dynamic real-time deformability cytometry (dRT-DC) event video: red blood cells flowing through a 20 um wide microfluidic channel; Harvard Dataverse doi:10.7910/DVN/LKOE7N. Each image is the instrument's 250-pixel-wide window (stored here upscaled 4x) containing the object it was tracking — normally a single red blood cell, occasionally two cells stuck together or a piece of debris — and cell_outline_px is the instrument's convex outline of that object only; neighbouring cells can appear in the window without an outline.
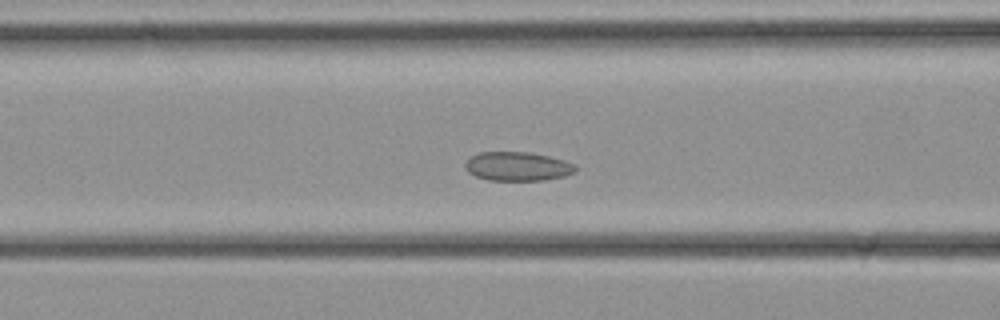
{"species": "common noctule bat (a hibernating species)", "species_latin": "Nyctalus noctula", "temperature_condition": "cold", "stored_images_in_passage": 32, "camera_frame_rate_fps": 3000, "um_per_image_px": 0.085, "animal": {"sex": "female", "body_mass_g": 21.9}, "frame": {"image": 1, "passage_image": 11, "time_ms": 3.333, "image_size_px": [1000, 320], "cell_outline_px": [[576, 172], [564, 176], [544, 180], [488, 180], [476, 176], [468, 172], [464, 168], [464, 164], [468, 156], [476, 152], [528, 152], [548, 156], [564, 160], [576, 164]], "centroid_in_image_um": [43.95, 14.13], "position_along_channel_um": 122.6, "area_um2": 18.84}}
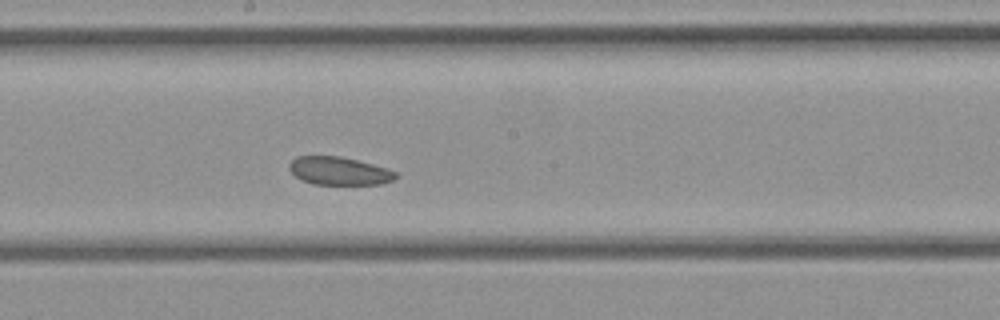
{"frame": {"image": 2, "passage_image": 16, "time_ms": 5.0, "image_size_px": [1000, 320], "cell_outline_px": [[396, 176], [392, 180], [380, 184], [312, 184], [296, 176], [288, 168], [288, 164], [296, 156], [340, 156], [388, 168], [396, 172]], "centroid_in_image_um": [28.8, 14.52], "position_along_channel_um": 219.4, "area_um2": 17.22}}
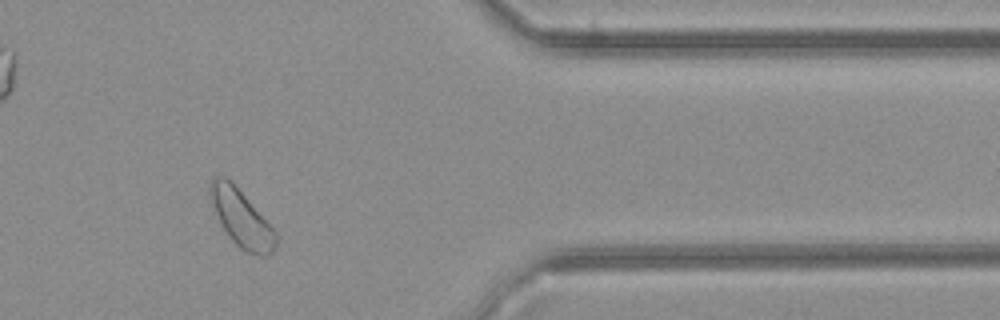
{"frame": {"image": 3, "passage_image": 26, "time_ms": 8.333, "image_size_px": [1000, 320], "cell_outline_px": [[280, 236], [272, 252], [268, 256], [256, 256], [240, 248], [232, 240], [224, 228], [216, 212], [208, 188], [208, 184], [212, 176], [220, 172], [232, 180]], "centroid_in_image_um": [20.53, 18.5], "position_along_channel_um": 390.9, "area_um2": 22.02}}